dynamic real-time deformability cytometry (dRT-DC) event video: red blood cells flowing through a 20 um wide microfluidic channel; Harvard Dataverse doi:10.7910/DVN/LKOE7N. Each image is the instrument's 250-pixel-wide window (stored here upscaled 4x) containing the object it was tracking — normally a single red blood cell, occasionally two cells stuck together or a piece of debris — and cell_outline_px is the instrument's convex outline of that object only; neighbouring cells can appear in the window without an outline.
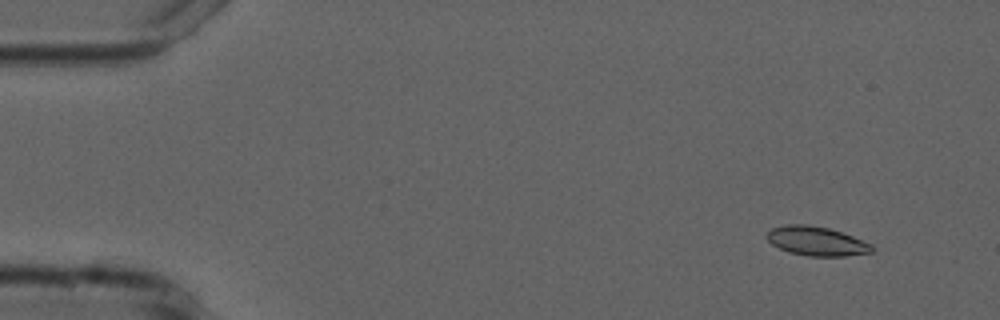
{"species": "common noctule bat (a hibernating species)", "species_latin": "Nyctalus noctula", "temperature_condition": "cold", "stored_images_in_passage": 6, "camera_frame_rate_fps": 3000, "um_per_image_px": 0.085, "animal": {"sex": "male", "forearm_length_mm": 52.5}, "frame": {"image": 1, "passage_image": 2, "time_ms": 1.333, "image_size_px": [1000, 320], "cell_outline_px": [[876, 248], [872, 252], [844, 256], [808, 256], [788, 252], [772, 244], [764, 236], [772, 228], [788, 224], [808, 224], [828, 228], [852, 236], [872, 244]], "centroid_in_image_um": [69.4, 20.5], "position_along_channel_um": 15.6, "area_um2": 17.86}}
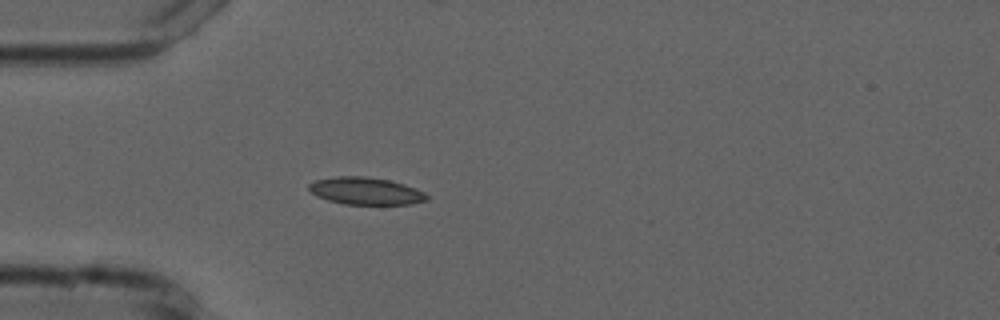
{"frame": {"image": 2, "passage_image": 5, "time_ms": 5.0, "image_size_px": [1000, 320], "cell_outline_px": [[428, 200], [412, 204], [344, 204], [328, 200], [316, 196], [308, 188], [308, 184], [316, 180], [336, 176], [364, 176], [388, 180], [404, 184], [416, 188], [424, 192], [428, 196]], "centroid_in_image_um": [31.09, 16.23], "position_along_channel_um": 53.9, "area_um2": 18.73}}